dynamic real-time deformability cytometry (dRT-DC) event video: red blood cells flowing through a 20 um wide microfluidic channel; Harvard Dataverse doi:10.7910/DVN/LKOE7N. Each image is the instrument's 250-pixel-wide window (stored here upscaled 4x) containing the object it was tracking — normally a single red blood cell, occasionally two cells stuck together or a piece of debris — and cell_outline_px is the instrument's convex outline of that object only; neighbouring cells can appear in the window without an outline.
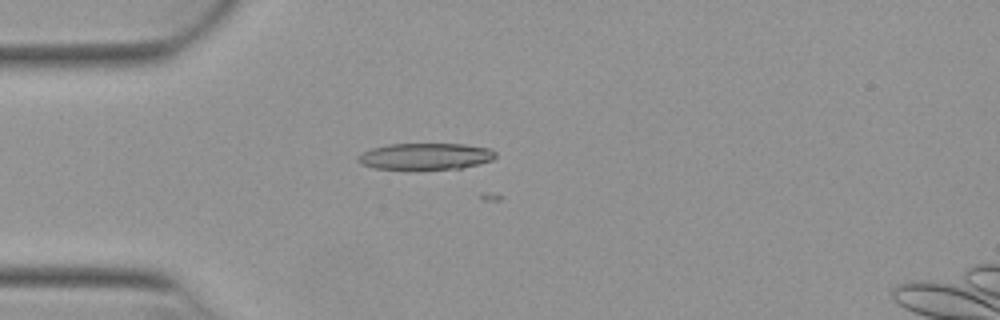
{"species": "Egyptian fruit bat (a non-hibernating species)", "species_latin": "Rousettus aegyptiacus", "temperature_condition": "warm", "stored_images_in_passage": 4, "camera_frame_rate_fps": 3000, "um_per_image_px": 0.085, "animal": {"sex": "female"}, "frame": {"image": 1, "passage_image": 3, "time_ms": 0.667, "image_size_px": [1000, 320], "cell_outline_px": [[496, 156], [492, 160], [480, 164], [460, 168], [416, 172], [372, 168], [360, 164], [356, 160], [356, 156], [372, 148], [388, 144], [464, 144], [488, 148], [496, 152]], "centroid_in_image_um": [36.11, 13.34], "position_along_channel_um": 48.9, "area_um2": 22.25}}